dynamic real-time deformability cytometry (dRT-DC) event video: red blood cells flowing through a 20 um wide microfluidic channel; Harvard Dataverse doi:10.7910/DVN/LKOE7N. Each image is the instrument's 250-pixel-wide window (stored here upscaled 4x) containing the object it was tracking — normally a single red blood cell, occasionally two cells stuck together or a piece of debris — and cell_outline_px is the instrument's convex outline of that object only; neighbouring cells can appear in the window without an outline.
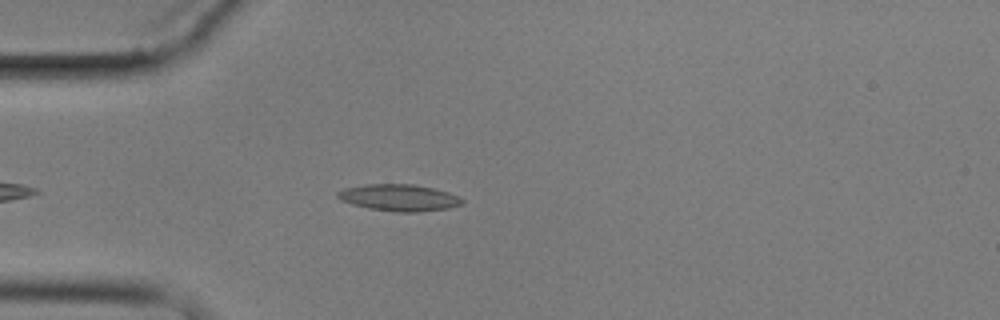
{"species": "common noctule bat (a hibernating species)", "species_latin": "Nyctalus noctula", "temperature_condition": "cold", "stored_images_in_passage": 5, "camera_frame_rate_fps": 3000, "um_per_image_px": 0.085, "animal": {"sex": "male", "body_mass_g": 17.9}, "frame": {"image": 1, "passage_image": 4, "time_ms": 3.667, "image_size_px": [1000, 320], "cell_outline_px": [[464, 204], [448, 208], [416, 212], [396, 212], [368, 208], [352, 204], [340, 200], [336, 196], [336, 192], [344, 188], [364, 184], [412, 184], [432, 188], [448, 192], [460, 196], [464, 200]], "centroid_in_image_um": [33.91, 16.8], "position_along_channel_um": 51.1, "area_um2": 19.48}}